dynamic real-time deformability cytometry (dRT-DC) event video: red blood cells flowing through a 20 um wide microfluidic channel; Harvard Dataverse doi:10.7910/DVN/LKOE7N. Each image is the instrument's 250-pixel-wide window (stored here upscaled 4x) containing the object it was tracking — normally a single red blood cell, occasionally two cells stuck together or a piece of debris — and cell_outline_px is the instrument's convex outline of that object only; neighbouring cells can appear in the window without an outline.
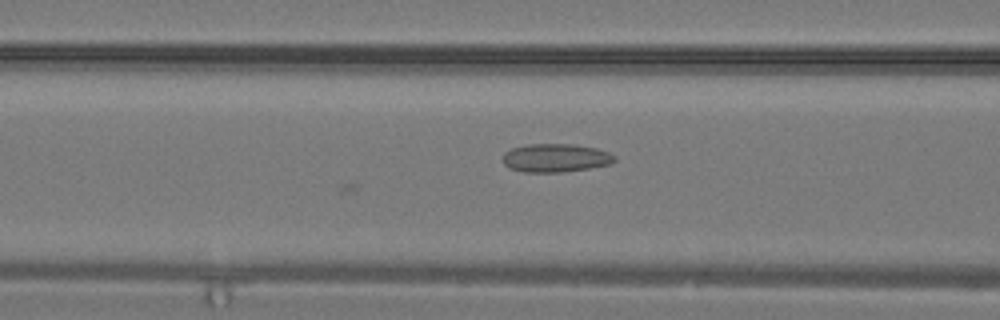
{"species": "common noctule bat (a hibernating species)", "species_latin": "Nyctalus noctula", "temperature_condition": "warm", "stored_images_in_passage": 22, "camera_frame_rate_fps": 3000, "um_per_image_px": 0.085, "animal": {"sex": "male", "body_mass_g": 19.2, "forearm_length_mm": 51.8}, "frame": {"image": 1, "passage_image": 3, "time_ms": 0.667, "image_size_px": [1000, 320], "cell_outline_px": [[616, 160], [612, 164], [588, 168], [560, 172], [524, 172], [508, 168], [504, 164], [504, 152], [512, 148], [528, 144], [572, 144], [596, 148], [608, 152], [616, 156]], "centroid_in_image_um": [47.23, 13.42], "position_along_channel_um": 119.4, "area_um2": 18.5}}
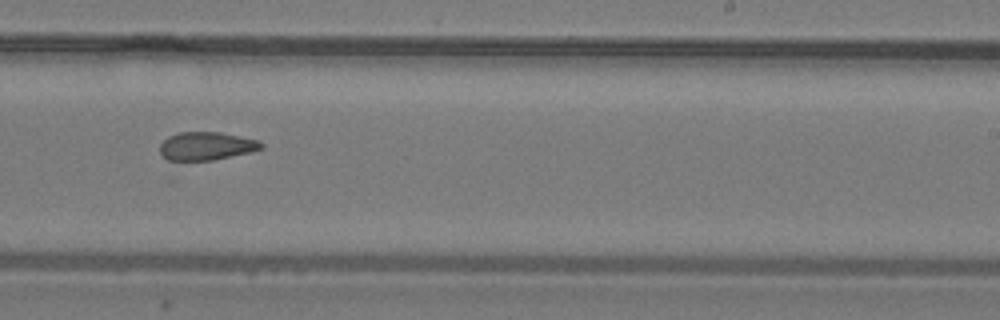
{"frame": {"image": 2, "passage_image": 10, "time_ms": 3.0, "image_size_px": [1000, 320], "cell_outline_px": [[264, 148], [252, 152], [212, 160], [168, 160], [160, 152], [160, 144], [168, 136], [180, 132], [220, 132], [260, 140], [264, 144]], "centroid_in_image_um": [17.59, 12.4], "position_along_channel_um": 271.4, "area_um2": 16.7}}
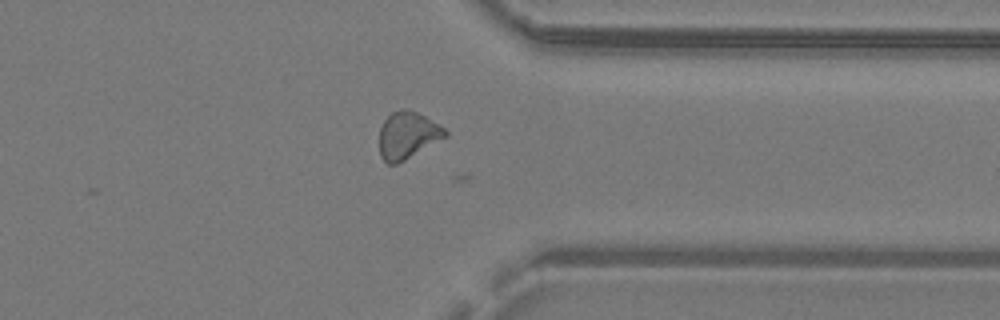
{"frame": {"image": 3, "passage_image": 15, "time_ms": 4.667, "image_size_px": [1000, 320], "cell_outline_px": [[448, 136], [404, 160], [396, 164], [388, 164], [380, 156], [380, 128], [384, 120], [392, 112], [400, 108], [404, 108], [416, 112], [424, 116], [444, 128], [448, 132]], "centroid_in_image_um": [34.64, 11.49], "position_along_channel_um": 376.8, "area_um2": 17.86}}